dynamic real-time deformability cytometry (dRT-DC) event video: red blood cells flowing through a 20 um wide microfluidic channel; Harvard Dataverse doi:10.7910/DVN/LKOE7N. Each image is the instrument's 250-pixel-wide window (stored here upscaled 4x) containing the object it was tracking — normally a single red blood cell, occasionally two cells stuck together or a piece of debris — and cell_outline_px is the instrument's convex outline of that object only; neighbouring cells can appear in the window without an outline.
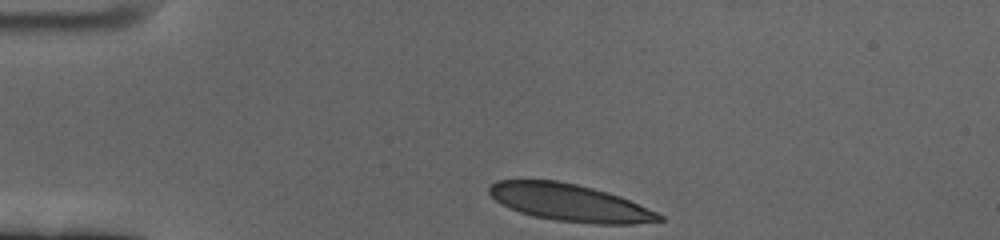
{"species": "human", "species_latin": "Homo sapiens", "temperature_condition": "cold", "stored_images_in_passage": 38, "camera_frame_rate_fps": 3000, "um_per_image_px": 0.085, "donor": {"sex": "female"}, "frame": {"image": 1, "passage_image": 1, "time_ms": 0.0, "image_size_px": [1000, 240], "cell_outline_px": [[664, 220], [632, 224], [596, 224], [556, 220], [536, 216], [520, 212], [508, 208], [500, 204], [488, 192], [488, 188], [496, 180], [556, 180], [576, 184], [592, 188], [620, 196], [656, 212], [664, 216]], "centroid_in_image_um": [48.41, 17.22], "position_along_channel_um": 36.6, "area_um2": 36.53}}
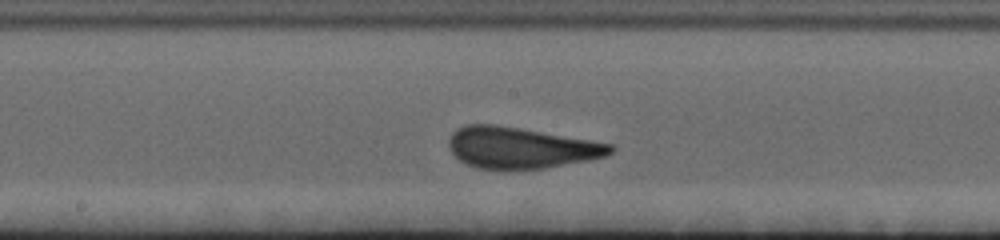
{"frame": {"image": 2, "passage_image": 20, "time_ms": 6.333, "image_size_px": [1000, 240], "cell_outline_px": [[616, 148], [612, 152], [604, 156], [588, 160], [544, 168], [476, 168], [460, 160], [448, 148], [448, 140], [452, 132], [456, 128], [464, 124], [496, 124], [612, 144]], "centroid_in_image_um": [44.22, 12.54], "position_along_channel_um": 204.0, "area_um2": 38.32}}
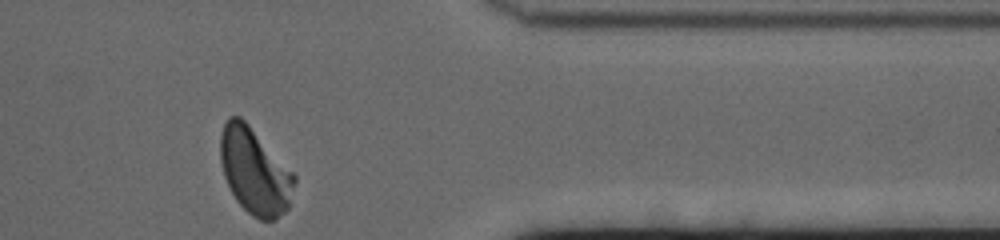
{"frame": {"image": 3, "passage_image": 38, "time_ms": 12.333, "image_size_px": [1000, 240], "cell_outline_px": [[296, 180], [288, 208], [276, 220], [260, 220], [252, 216], [236, 200], [224, 176], [220, 160], [220, 136], [224, 124], [228, 116], [240, 116], [248, 124], [296, 176]], "centroid_in_image_um": [21.64, 14.56], "position_along_channel_um": 389.8, "area_um2": 36.76}, "authors_computed_cell_mechanics": {"area_um2": 38.1191, "velocity_mm_per_s": 3.3546, "shape_relaxation_time_tau1_ms": 5.3728, "shape_relaxation_time_tau2_ms": null, "deformation_change_tau1": 0.1763, "deformation_change_tau2": null}}